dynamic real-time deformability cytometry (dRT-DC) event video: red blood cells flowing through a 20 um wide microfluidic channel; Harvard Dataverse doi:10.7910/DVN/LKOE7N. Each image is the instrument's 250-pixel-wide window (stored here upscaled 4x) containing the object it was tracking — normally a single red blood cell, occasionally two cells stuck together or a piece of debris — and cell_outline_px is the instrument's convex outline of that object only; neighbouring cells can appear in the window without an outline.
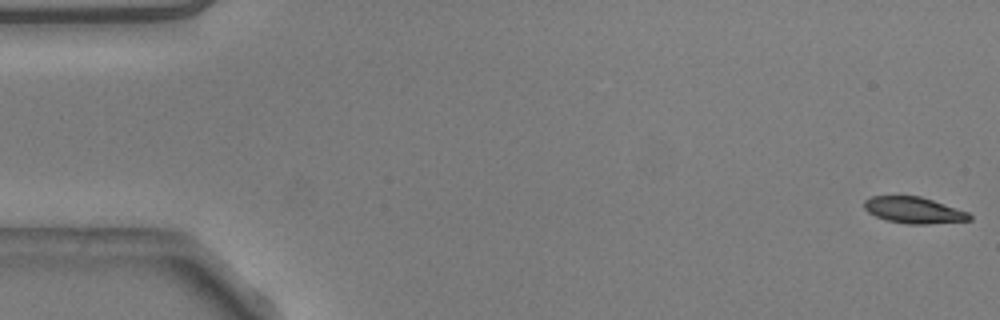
{"species": "common noctule bat (a hibernating species)", "species_latin": "Nyctalus noctula", "temperature_condition": "warm", "stored_images_in_passage": 14, "camera_frame_rate_fps": 3000, "um_per_image_px": 0.085, "animal": {"sex": "male", "body_mass_g": 20.5, "forearm_length_mm": 52.5}, "frame": {"image": 1, "passage_image": 1, "time_ms": 0.0, "image_size_px": [1000, 320], "cell_outline_px": [[972, 220], [928, 224], [908, 224], [888, 220], [876, 216], [868, 212], [864, 208], [864, 200], [872, 196], [920, 196], [968, 212], [972, 216]], "centroid_in_image_um": [77.68, 17.86], "position_along_channel_um": 7.3, "area_um2": 16.01}}